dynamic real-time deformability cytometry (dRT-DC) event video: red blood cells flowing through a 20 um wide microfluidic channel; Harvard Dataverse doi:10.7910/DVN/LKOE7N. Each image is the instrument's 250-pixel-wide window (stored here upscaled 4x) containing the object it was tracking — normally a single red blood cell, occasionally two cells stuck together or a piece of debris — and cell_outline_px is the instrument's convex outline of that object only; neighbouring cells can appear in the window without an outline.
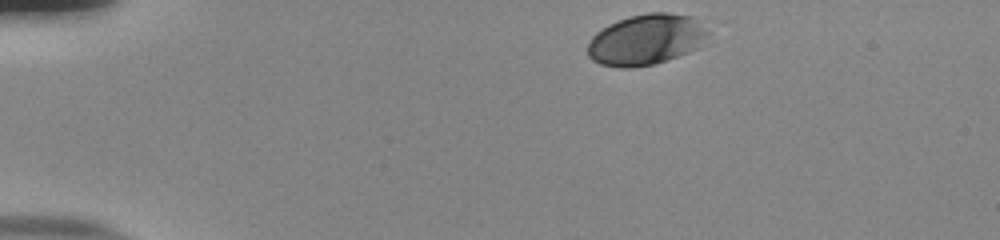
{"species": "human", "species_latin": "Homo sapiens", "temperature_condition": "room temperature", "stored_images_in_passage": 38, "camera_frame_rate_fps": 3000, "um_per_image_px": 0.085, "donor": {"sex": "male"}, "frame": {"image": 1, "passage_image": 1, "time_ms": 0.0, "image_size_px": [1000, 240], "cell_outline_px": [[708, 32], [700, 48], [652, 64], [632, 68], [620, 68], [600, 64], [592, 60], [588, 56], [588, 44], [592, 36], [596, 32], [608, 24], [616, 20], [628, 16], [648, 12], [668, 12], [692, 16]], "centroid_in_image_um": [54.88, 3.36], "position_along_channel_um": 30.1, "area_um2": 35.6}}
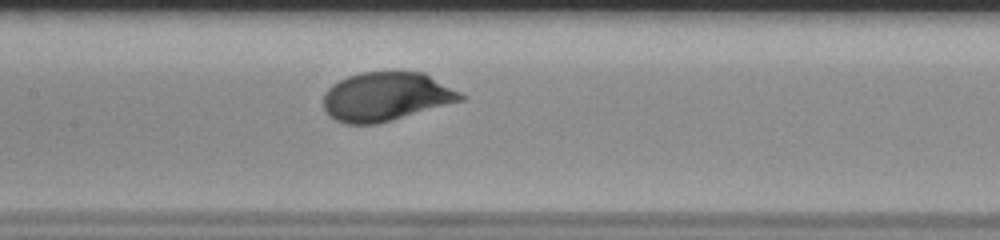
{"frame": {"image": 2, "passage_image": 19, "time_ms": 6.0, "image_size_px": [1000, 240], "cell_outline_px": [[468, 96], [464, 100], [376, 124], [344, 124], [328, 116], [324, 108], [324, 92], [332, 84], [348, 76], [360, 72], [424, 72]], "centroid_in_image_um": [32.81, 8.21], "position_along_channel_um": 174.6, "area_um2": 39.07}}
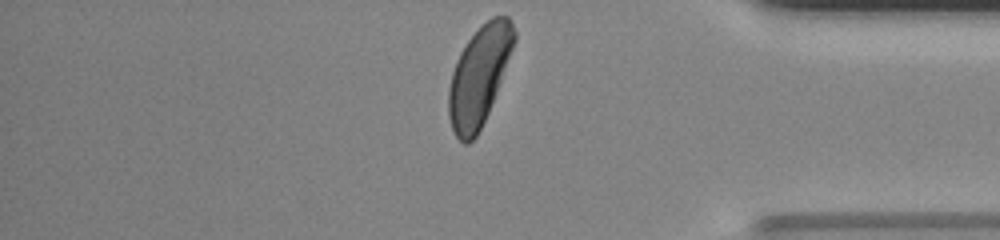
{"frame": {"image": 3, "passage_image": 38, "time_ms": 12.333, "image_size_px": [1000, 240], "cell_outline_px": [[516, 40], [496, 92], [488, 112], [476, 136], [468, 144], [464, 144], [456, 136], [452, 128], [448, 116], [448, 92], [452, 72], [456, 60], [460, 52], [468, 40], [492, 16], [508, 16], [516, 32]], "centroid_in_image_um": [40.71, 6.46], "position_along_channel_um": 394.5, "area_um2": 37.22}, "authors_computed_cell_mechanics": {"area_um2": 38.3214, "velocity_mm_per_s": 3.7505, "shape_relaxation_time_tau1_ms": 2.3365, "shape_relaxation_time_tau2_ms": null, "deformation_change_tau1": 0.1326, "deformation_change_tau2": null}}